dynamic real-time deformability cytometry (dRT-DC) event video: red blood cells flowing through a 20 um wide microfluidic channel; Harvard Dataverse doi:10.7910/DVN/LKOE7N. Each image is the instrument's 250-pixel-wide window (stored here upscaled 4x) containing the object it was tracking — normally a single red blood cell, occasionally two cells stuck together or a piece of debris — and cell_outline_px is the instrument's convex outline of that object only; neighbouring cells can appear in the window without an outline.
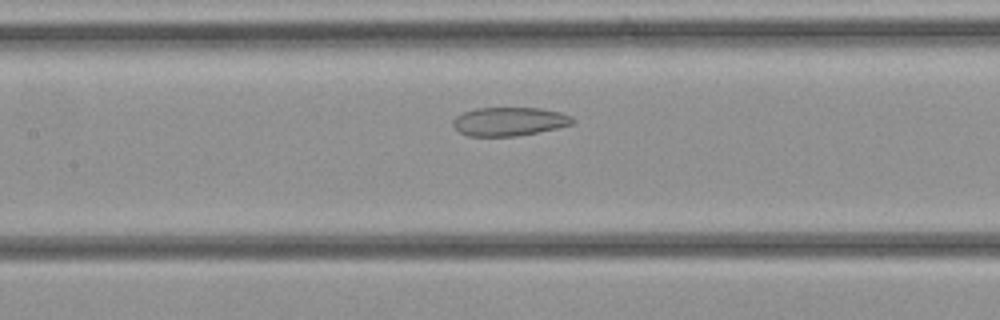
{"species": "common noctule bat (a hibernating species)", "species_latin": "Nyctalus noctula", "temperature_condition": "cold", "stored_images_in_passage": 15, "camera_frame_rate_fps": 3000, "um_per_image_px": 0.085, "animal": {"sex": "female", "body_mass_g": 21.9}, "frame": {"image": 1, "passage_image": 11, "time_ms": 3.333, "image_size_px": [1000, 320], "cell_outline_px": [[576, 120], [572, 124], [556, 128], [516, 136], [468, 136], [460, 132], [452, 124], [452, 120], [456, 116], [464, 112], [476, 108], [540, 108], [560, 112], [572, 116]], "centroid_in_image_um": [43.29, 10.32], "position_along_channel_um": 164.1, "area_um2": 19.88}}
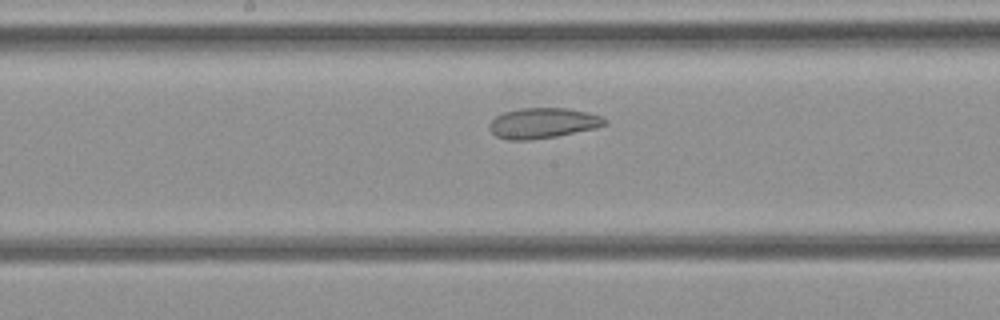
{"frame": {"image": 2, "passage_image": 13, "time_ms": 4.0, "image_size_px": [1000, 320], "cell_outline_px": [[608, 124], [596, 128], [556, 136], [528, 140], [508, 140], [496, 136], [488, 128], [488, 124], [496, 116], [504, 112], [520, 108], [568, 108], [588, 112], [600, 116], [608, 120]], "centroid_in_image_um": [46.15, 10.46], "position_along_channel_um": 202.1, "area_um2": 20.52}}